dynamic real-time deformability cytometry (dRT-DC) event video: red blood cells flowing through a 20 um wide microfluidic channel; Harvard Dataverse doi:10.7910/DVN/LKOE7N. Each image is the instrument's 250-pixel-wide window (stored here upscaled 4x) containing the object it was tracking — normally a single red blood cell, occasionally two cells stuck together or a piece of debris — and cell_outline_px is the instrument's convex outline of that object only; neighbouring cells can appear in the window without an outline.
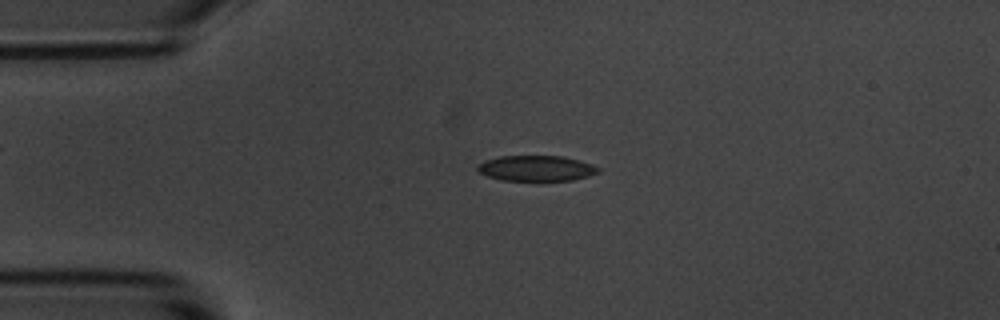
{"species": "common noctule bat (a hibernating species)", "species_latin": "Nyctalus noctula", "temperature_condition": "room temperature", "stored_images_in_passage": 3, "camera_frame_rate_fps": 3000, "um_per_image_px": 0.085, "animal": {"sex": "male", "body_mass_g": 20.1, "forearm_length_mm": 53.5}, "frame": {"image": 1, "passage_image": 2, "time_ms": 0.333, "image_size_px": [1000, 320], "cell_outline_px": [[600, 172], [588, 176], [572, 180], [540, 184], [500, 180], [488, 176], [480, 172], [476, 168], [476, 164], [484, 160], [500, 156], [564, 156], [580, 160], [592, 164], [600, 168]], "centroid_in_image_um": [45.59, 14.35], "position_along_channel_um": 39.4, "area_um2": 19.07}}